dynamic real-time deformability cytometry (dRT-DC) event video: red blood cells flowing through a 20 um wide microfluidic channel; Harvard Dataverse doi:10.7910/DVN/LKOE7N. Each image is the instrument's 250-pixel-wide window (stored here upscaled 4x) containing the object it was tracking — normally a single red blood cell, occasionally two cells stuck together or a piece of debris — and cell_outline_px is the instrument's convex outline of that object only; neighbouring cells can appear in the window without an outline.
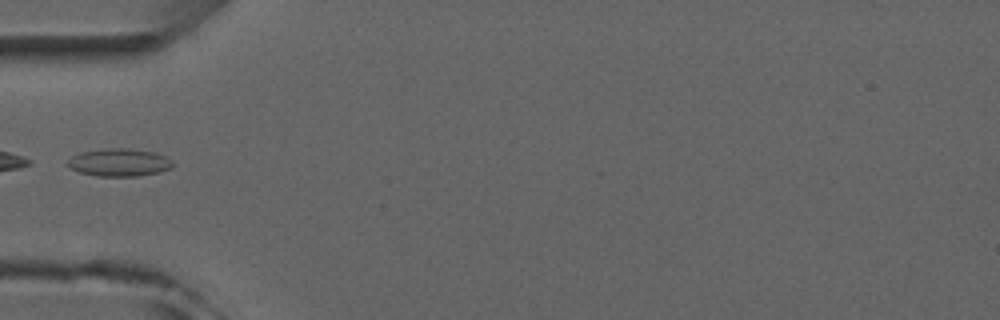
{"species": "common noctule bat (a hibernating species)", "species_latin": "Nyctalus noctula", "temperature_condition": "room temperature", "stored_images_in_passage": 4, "camera_frame_rate_fps": 3000, "um_per_image_px": 0.085, "animal": {"sex": "male", "forearm_length_mm": 52.5}, "frame": {"image": 1, "passage_image": 4, "time_ms": 4.333, "image_size_px": [1000, 320], "cell_outline_px": [[172, 168], [160, 172], [136, 176], [96, 176], [80, 172], [72, 168], [68, 164], [68, 160], [72, 156], [80, 152], [104, 148], [124, 148], [152, 152], [164, 156], [172, 160]], "centroid_in_image_um": [10.13, 13.81], "position_along_channel_um": 74.9, "area_um2": 16.82}}